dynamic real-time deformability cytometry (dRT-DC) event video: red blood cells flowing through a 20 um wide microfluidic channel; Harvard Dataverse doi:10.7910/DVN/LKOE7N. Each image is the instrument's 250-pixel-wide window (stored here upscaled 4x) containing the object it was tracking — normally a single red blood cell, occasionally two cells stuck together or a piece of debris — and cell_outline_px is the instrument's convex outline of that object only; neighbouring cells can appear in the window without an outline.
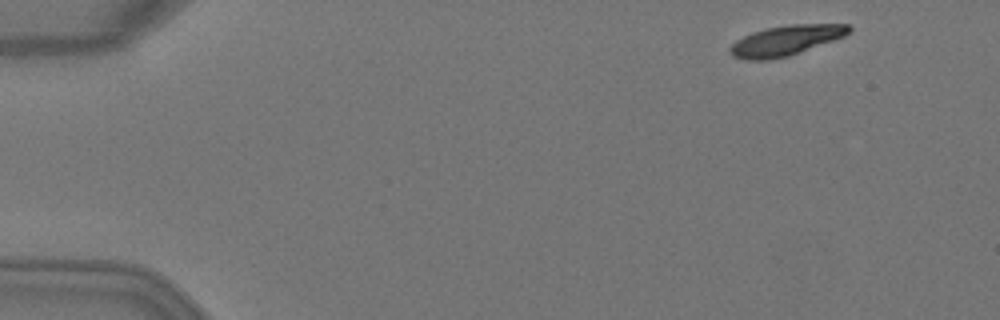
{"species": "Egyptian fruit bat (a non-hibernating species)", "species_latin": "Rousettus aegyptiacus", "temperature_condition": "warm", "stored_images_in_passage": 7, "camera_frame_rate_fps": 3000, "um_per_image_px": 0.085, "animal": {"sex": "female"}, "frame": {"image": 1, "passage_image": 1, "time_ms": 0.0, "image_size_px": [1000, 320], "cell_outline_px": [[852, 28], [844, 36], [788, 56], [772, 60], [744, 60], [732, 56], [728, 48], [736, 40], [752, 32], [768, 28], [792, 24], [848, 24]], "centroid_in_image_um": [66.74, 3.45], "position_along_channel_um": 18.3, "area_um2": 20.69}}